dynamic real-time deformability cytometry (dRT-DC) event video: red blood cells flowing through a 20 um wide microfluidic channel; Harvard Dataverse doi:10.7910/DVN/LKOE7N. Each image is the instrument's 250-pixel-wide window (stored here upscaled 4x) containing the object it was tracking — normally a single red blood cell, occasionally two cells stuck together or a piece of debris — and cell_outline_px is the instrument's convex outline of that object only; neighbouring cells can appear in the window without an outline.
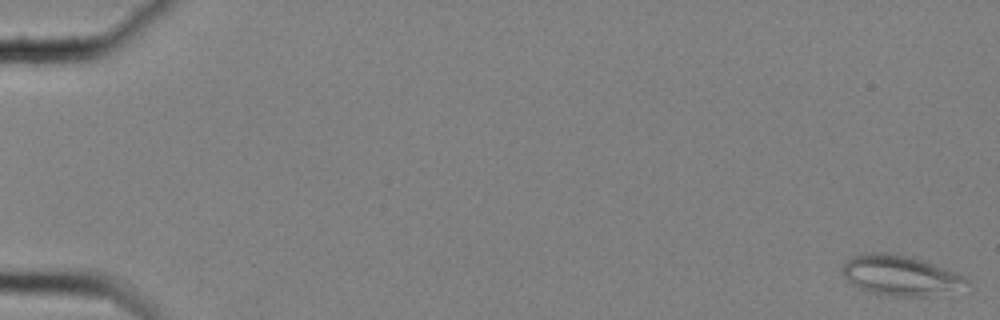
{"species": "common noctule bat (a hibernating species)", "species_latin": "Nyctalus noctula", "temperature_condition": "cold", "stored_images_in_passage": 59, "camera_frame_rate_fps": 3000, "um_per_image_px": 0.085, "animal": {"sex": "female", "body_mass_g": 25.1}, "frame": {"image": 1, "passage_image": 1, "time_ms": 0.0, "image_size_px": [1000, 320], "cell_outline_px": [[972, 288], [928, 296], [892, 296], [872, 292], [860, 288], [852, 284], [840, 272], [844, 264], [852, 256], [872, 252], [884, 252], [908, 256], [924, 260], [960, 272], [972, 280]], "centroid_in_image_um": [76.69, 23.42], "position_along_channel_um": 8.3, "area_um2": 29.77}}
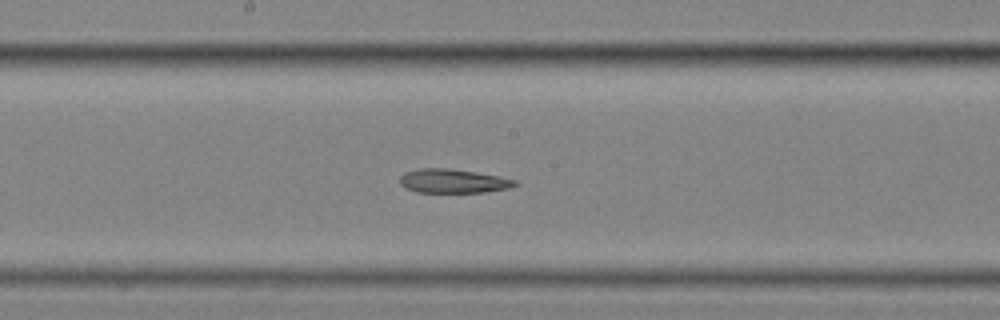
{"frame": {"image": 2, "passage_image": 33, "time_ms": 10.667, "image_size_px": [1000, 320], "cell_outline_px": [[520, 184], [508, 188], [484, 192], [416, 192], [404, 188], [400, 184], [400, 176], [404, 172], [420, 168], [448, 168], [476, 172], [500, 176], [516, 180]], "centroid_in_image_um": [38.5, 15.38], "position_along_channel_um": 209.7, "area_um2": 16.18}}
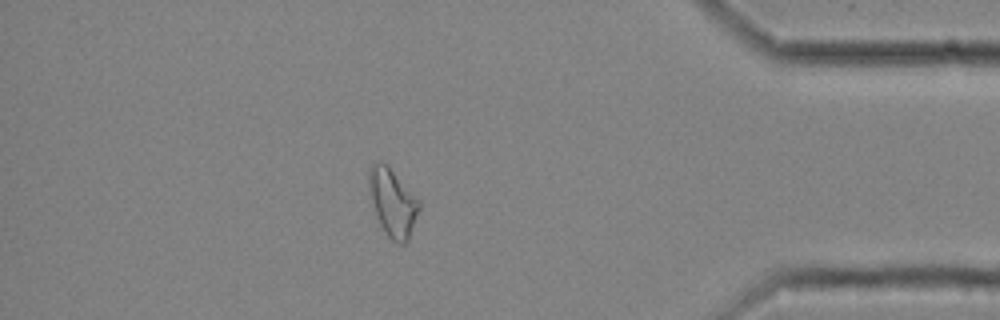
{"frame": {"image": 3, "passage_image": 52, "time_ms": 17.0, "image_size_px": [1000, 320], "cell_outline_px": [[420, 208], [408, 240], [404, 244], [396, 244], [388, 236], [380, 224], [376, 216], [368, 184], [368, 168], [376, 160], [388, 164], [420, 200]], "centroid_in_image_um": [33.38, 17.17], "position_along_channel_um": 401.8, "area_um2": 20.0}, "authors_computed_cell_mechanics": {"area_um2": 19.9988, "velocity_mm_per_s": 3.5092, "shape_relaxation_time_tau1_ms": null, "shape_relaxation_time_tau2_ms": 7.5243, "deformation_change_tau1": null, "deformation_change_tau2": 0.1737}}